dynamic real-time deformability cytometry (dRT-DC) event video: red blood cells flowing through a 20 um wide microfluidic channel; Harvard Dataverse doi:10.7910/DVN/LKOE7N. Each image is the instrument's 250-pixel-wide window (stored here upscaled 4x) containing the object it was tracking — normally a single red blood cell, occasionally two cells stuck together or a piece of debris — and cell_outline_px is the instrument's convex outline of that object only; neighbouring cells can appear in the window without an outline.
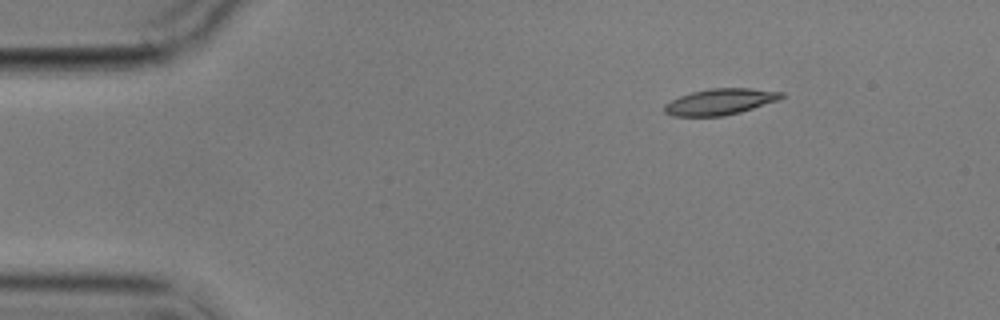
{"species": "common noctule bat (a hibernating species)", "species_latin": "Nyctalus noctula", "temperature_condition": "cold", "stored_images_in_passage": 7, "camera_frame_rate_fps": 3000, "um_per_image_px": 0.085, "animal": {"sex": "male", "body_mass_g": 17.9}, "frame": {"image": 1, "passage_image": 1, "time_ms": 0.0, "image_size_px": [1000, 320], "cell_outline_px": [[784, 96], [780, 100], [740, 112], [724, 116], [672, 116], [664, 112], [664, 104], [680, 96], [692, 92], [708, 88], [748, 88], [784, 92]], "centroid_in_image_um": [61.22, 8.64], "position_along_channel_um": 23.8, "area_um2": 17.86}}
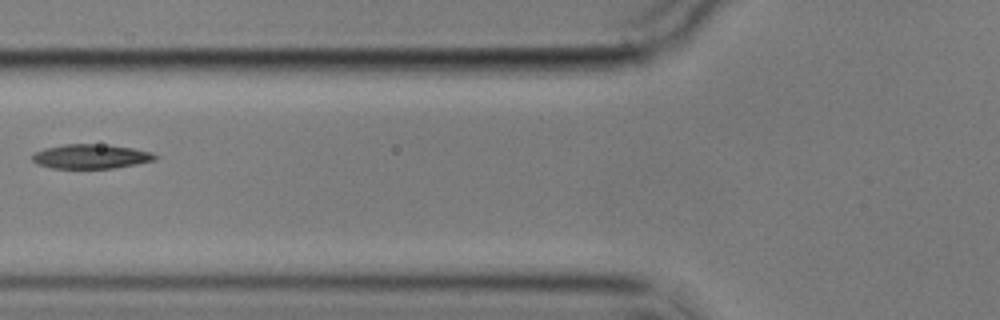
{"frame": {"image": 2, "passage_image": 5, "time_ms": 4.667, "image_size_px": [1000, 320], "cell_outline_px": [[160, 156], [156, 160], [136, 164], [112, 168], [52, 168], [36, 164], [32, 160], [32, 156], [36, 152], [44, 148], [64, 144], [108, 144], [132, 148], [152, 152]], "centroid_in_image_um": [7.75, 13.29], "position_along_channel_um": 118.0, "area_um2": 17.57}}
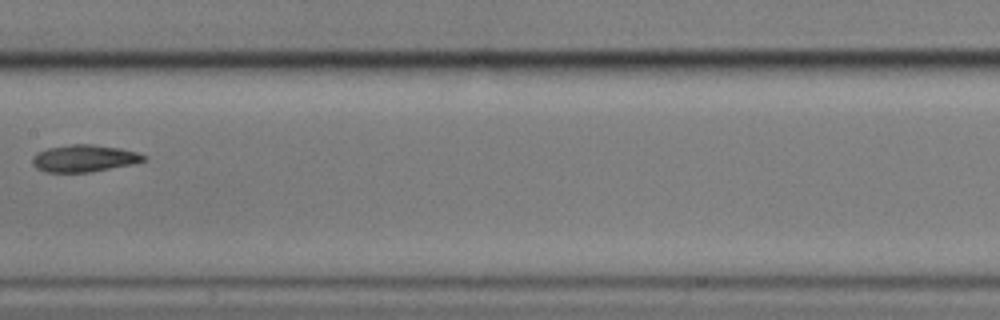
{"frame": {"image": 3, "passage_image": 7, "time_ms": 7.0, "image_size_px": [1000, 320], "cell_outline_px": [[148, 160], [132, 164], [88, 172], [44, 172], [36, 168], [32, 164], [32, 156], [36, 152], [48, 148], [72, 144], [92, 144], [120, 148], [136, 152], [148, 156]], "centroid_in_image_um": [7.14, 13.45], "position_along_channel_um": 200.3, "area_um2": 17.63}}